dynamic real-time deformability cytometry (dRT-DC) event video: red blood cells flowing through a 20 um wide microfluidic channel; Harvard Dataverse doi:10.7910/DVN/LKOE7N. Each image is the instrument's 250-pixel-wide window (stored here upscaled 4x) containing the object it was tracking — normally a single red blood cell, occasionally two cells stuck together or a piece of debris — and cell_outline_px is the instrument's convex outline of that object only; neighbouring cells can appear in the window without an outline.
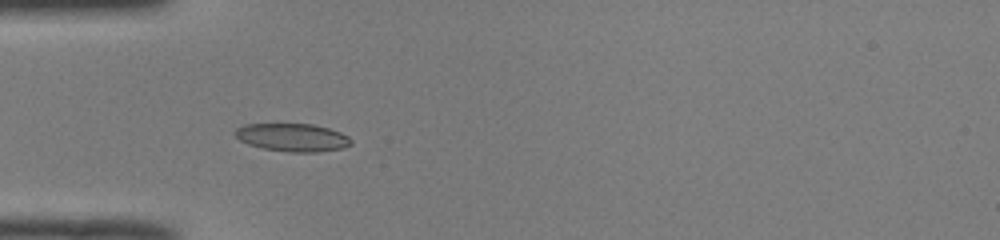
{"species": "common noctule bat (a hibernating species)", "species_latin": "Nyctalus noctula", "temperature_condition": "room temperature", "stored_images_in_passage": 35, "camera_frame_rate_fps": 3000, "um_per_image_px": 0.085, "animal": {"sex": "male", "body_mass_g": 19.0, "forearm_length_mm": 50.8}, "frame": {"image": 1, "passage_image": 1, "time_ms": 0.0, "image_size_px": [1000, 240], "cell_outline_px": [[352, 144], [344, 148], [316, 152], [288, 152], [264, 148], [248, 144], [240, 140], [232, 132], [236, 128], [244, 124], [312, 124], [328, 128], [340, 132], [348, 136], [352, 140]], "centroid_in_image_um": [24.86, 11.68], "position_along_channel_um": 60.1, "area_um2": 18.96}}
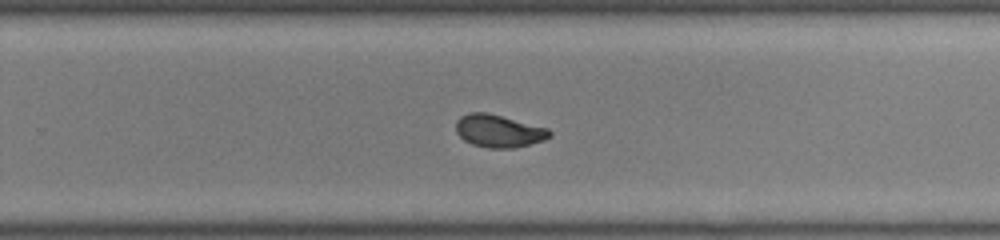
{"frame": {"image": 2, "passage_image": 18, "time_ms": 5.667, "image_size_px": [1000, 240], "cell_outline_px": [[552, 136], [544, 140], [512, 148], [488, 148], [472, 144], [464, 140], [456, 132], [456, 120], [460, 116], [468, 112], [488, 112], [548, 128], [552, 132]], "centroid_in_image_um": [42.38, 11.12], "position_along_channel_um": 287.4, "area_um2": 17.92}}
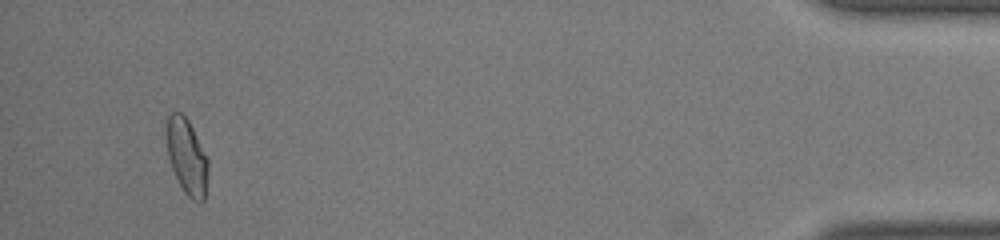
{"frame": {"image": 3, "passage_image": 33, "time_ms": 10.667, "image_size_px": [1000, 240], "cell_outline_px": [[208, 176], [204, 200], [200, 204], [192, 200], [184, 192], [172, 168], [168, 156], [168, 116], [172, 112], [180, 112], [188, 120], [208, 156]], "centroid_in_image_um": [15.94, 13.36], "position_along_channel_um": 419.3, "area_um2": 18.15}, "authors_computed_cell_mechanics": {"area_um2": 17.918, "velocity_mm_per_s": 4.0645, "shape_relaxation_time_tau1_ms": 9.3099, "shape_relaxation_time_tau2_ms": 0.9083, "deformation_change_tau1": 0.2241, "deformation_change_tau2": 0.0489}}